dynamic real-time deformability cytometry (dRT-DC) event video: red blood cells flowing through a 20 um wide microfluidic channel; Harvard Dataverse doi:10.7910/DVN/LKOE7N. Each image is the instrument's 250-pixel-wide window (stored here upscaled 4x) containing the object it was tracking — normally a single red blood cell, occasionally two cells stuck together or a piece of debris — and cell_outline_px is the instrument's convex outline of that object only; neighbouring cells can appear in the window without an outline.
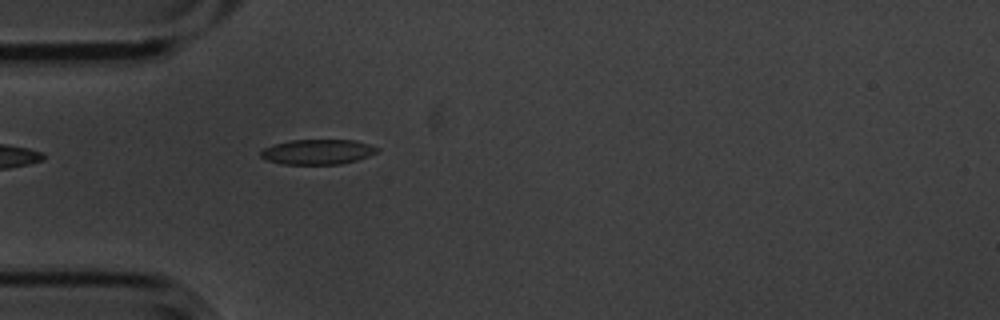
{"species": "common noctule bat (a hibernating species)", "species_latin": "Nyctalus noctula", "temperature_condition": "cold", "stored_images_in_passage": 6, "camera_frame_rate_fps": 3000, "um_per_image_px": 0.085, "animal": {"sex": "male", "body_mass_g": 20.1, "forearm_length_mm": 53.5}, "frame": {"image": 1, "passage_image": 6, "time_ms": 1.667, "image_size_px": [1000, 320], "cell_outline_px": [[380, 148], [376, 152], [368, 156], [356, 160], [340, 164], [284, 164], [268, 160], [260, 156], [260, 152], [264, 148], [288, 140], [352, 140], [368, 144]], "centroid_in_image_um": [26.99, 12.9], "position_along_channel_um": 58.0, "area_um2": 16.76}}